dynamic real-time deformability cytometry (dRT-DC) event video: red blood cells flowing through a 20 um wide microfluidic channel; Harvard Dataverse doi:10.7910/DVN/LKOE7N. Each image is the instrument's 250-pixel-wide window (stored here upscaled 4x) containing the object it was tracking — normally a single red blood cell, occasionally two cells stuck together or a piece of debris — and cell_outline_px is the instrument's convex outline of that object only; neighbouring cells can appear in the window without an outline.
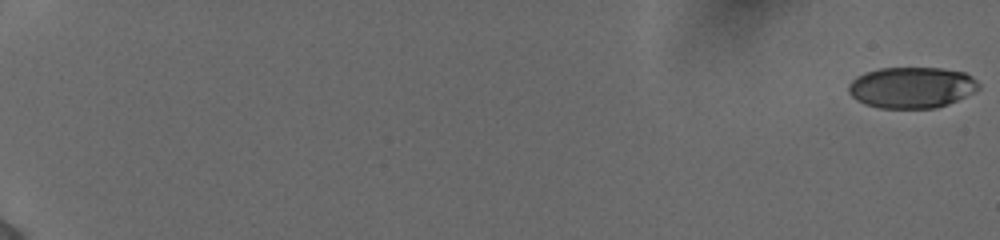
{"species": "human", "species_latin": "Homo sapiens", "temperature_condition": "cold", "stored_images_in_passage": 12, "camera_frame_rate_fps": 3000, "um_per_image_px": 0.085, "donor": {"sex": "female"}, "frame": {"image": 1, "passage_image": 1, "time_ms": 0.0, "image_size_px": [1000, 240], "cell_outline_px": [[980, 88], [948, 104], [936, 108], [880, 108], [864, 104], [856, 100], [848, 92], [848, 84], [856, 76], [864, 72], [880, 68], [940, 68], [964, 72], [972, 76], [980, 84]], "centroid_in_image_um": [77.46, 7.43], "position_along_channel_um": 7.5, "area_um2": 31.27}}
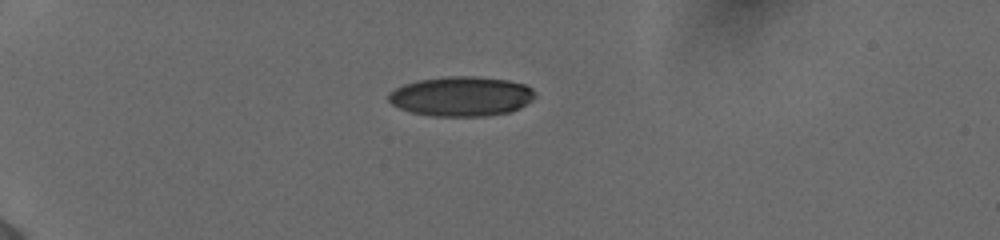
{"frame": {"image": 2, "passage_image": 9, "time_ms": 2.667, "image_size_px": [1000, 240], "cell_outline_px": [[536, 96], [532, 100], [520, 108], [508, 112], [484, 116], [432, 116], [412, 112], [400, 108], [392, 104], [388, 100], [388, 96], [396, 88], [404, 84], [420, 80], [448, 76], [472, 76], [508, 80], [524, 84], [532, 88], [536, 92]], "centroid_in_image_um": [39.25, 8.19], "position_along_channel_um": 45.8, "area_um2": 33.76}}
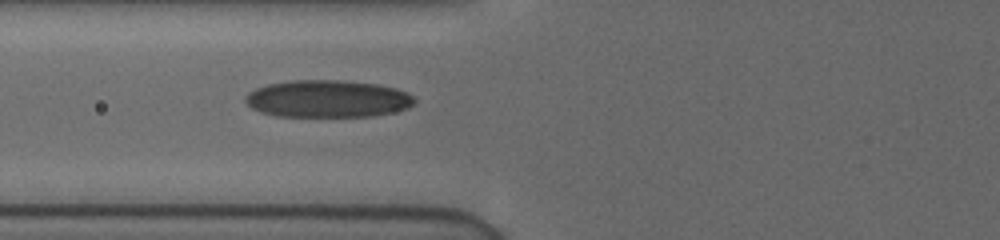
{"frame": {"image": 3, "passage_image": 12, "time_ms": 3.667, "image_size_px": [1000, 240], "cell_outline_px": [[416, 100], [408, 108], [392, 112], [372, 116], [276, 116], [260, 112], [252, 108], [244, 100], [244, 96], [248, 92], [256, 88], [268, 84], [292, 80], [340, 80], [376, 84], [396, 88], [408, 92]], "centroid_in_image_um": [27.83, 8.39], "position_along_channel_um": 98.0, "area_um2": 36.76}}